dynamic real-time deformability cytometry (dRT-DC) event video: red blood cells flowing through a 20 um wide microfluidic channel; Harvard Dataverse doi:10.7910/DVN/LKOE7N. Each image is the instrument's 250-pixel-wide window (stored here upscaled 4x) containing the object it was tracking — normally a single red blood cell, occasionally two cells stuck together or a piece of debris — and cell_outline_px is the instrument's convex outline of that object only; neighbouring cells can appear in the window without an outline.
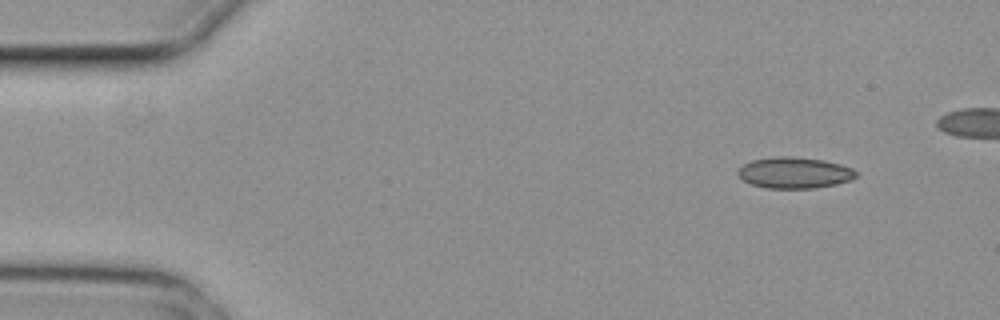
{"species": "common noctule bat (a hibernating species)", "species_latin": "Nyctalus noctula", "temperature_condition": "cold", "stored_images_in_passage": 5, "camera_frame_rate_fps": 3000, "um_per_image_px": 0.085, "animal": {"sex": "female", "body_mass_g": 29.2, "forearm_length_mm": 56.3}, "frame": {"image": 1, "passage_image": 1, "time_ms": 0.0, "image_size_px": [1000, 320], "cell_outline_px": [[856, 176], [852, 180], [836, 184], [816, 188], [764, 188], [752, 184], [744, 180], [736, 172], [744, 164], [752, 160], [776, 156], [792, 156], [824, 160], [840, 164], [852, 168], [856, 172]], "centroid_in_image_um": [67.54, 14.68], "position_along_channel_um": 17.5, "area_um2": 21.44}}